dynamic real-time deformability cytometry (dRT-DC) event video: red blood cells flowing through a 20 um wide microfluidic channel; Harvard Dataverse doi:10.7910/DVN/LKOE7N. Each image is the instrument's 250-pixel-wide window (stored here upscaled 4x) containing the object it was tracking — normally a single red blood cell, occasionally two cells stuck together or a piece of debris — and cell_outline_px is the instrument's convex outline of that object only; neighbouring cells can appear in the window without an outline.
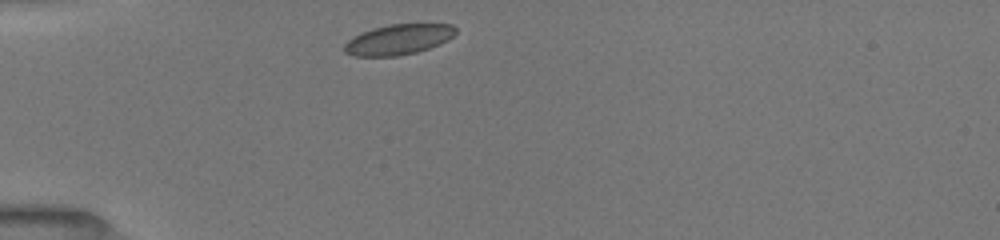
{"species": "common noctule bat (a hibernating species)", "species_latin": "Nyctalus noctula", "temperature_condition": "room temperature", "stored_images_in_passage": 35, "camera_frame_rate_fps": 3000, "um_per_image_px": 0.085, "animal": {"sex": "female", "body_mass_g": 19.5, "forearm_length_mm": 54.1}, "frame": {"image": 1, "passage_image": 1, "time_ms": 0.0, "image_size_px": [1000, 240], "cell_outline_px": [[456, 32], [448, 40], [440, 44], [416, 52], [396, 56], [352, 56], [344, 52], [344, 44], [352, 36], [360, 32], [372, 28], [388, 24], [452, 24], [456, 28]], "centroid_in_image_um": [33.83, 3.35], "position_along_channel_um": 51.2, "area_um2": 19.83}}
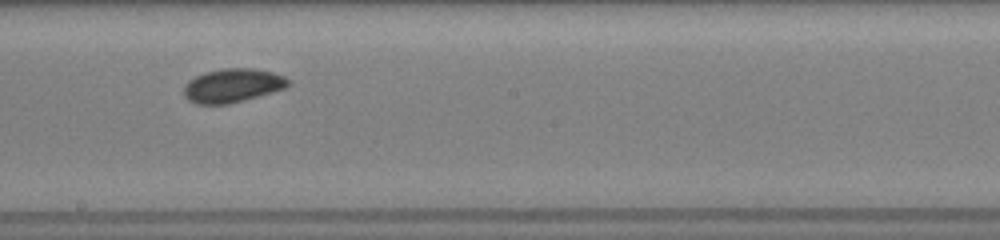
{"frame": {"image": 2, "passage_image": 15, "time_ms": 4.667, "image_size_px": [1000, 240], "cell_outline_px": [[292, 84], [284, 88], [272, 92], [228, 104], [196, 104], [188, 100], [184, 96], [184, 84], [188, 80], [204, 72], [224, 68], [252, 68], [272, 72], [284, 76]], "centroid_in_image_um": [19.74, 7.26], "position_along_channel_um": 228.5, "area_um2": 20.52}}
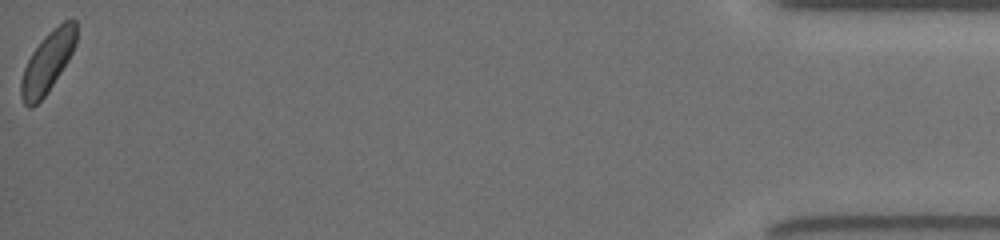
{"frame": {"image": 3, "passage_image": 35, "time_ms": 11.333, "image_size_px": [1000, 240], "cell_outline_px": [[76, 44], [68, 60], [48, 92], [32, 108], [28, 108], [24, 104], [20, 96], [20, 80], [24, 68], [32, 52], [44, 36], [48, 32], [64, 20], [76, 20]], "centroid_in_image_um": [4.02, 5.3], "position_along_channel_um": 431.2, "area_um2": 19.48}, "authors_computed_cell_mechanics": {"area_um2": 19.7098, "velocity_mm_per_s": 3.9693, "shape_relaxation_time_tau1_ms": 2.1203, "shape_relaxation_time_tau2_ms": null, "deformation_change_tau1": 0.0621, "deformation_change_tau2": null}}